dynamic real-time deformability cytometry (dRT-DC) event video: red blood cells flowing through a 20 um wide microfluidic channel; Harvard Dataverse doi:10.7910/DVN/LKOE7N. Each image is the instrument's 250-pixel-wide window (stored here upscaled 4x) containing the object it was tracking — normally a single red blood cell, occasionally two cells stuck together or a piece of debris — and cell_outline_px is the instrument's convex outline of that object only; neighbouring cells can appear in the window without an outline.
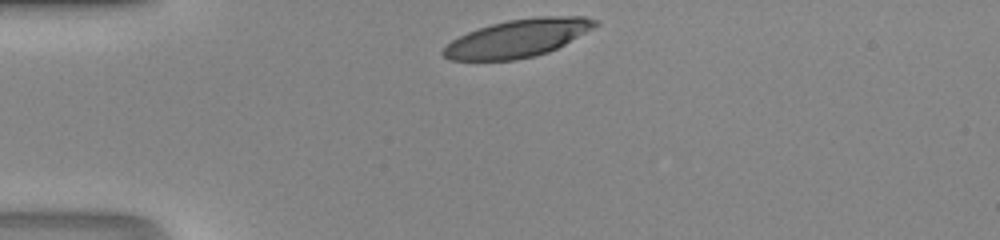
{"species": "human", "species_latin": "Homo sapiens", "temperature_condition": "room temperature", "stored_images_in_passage": 27, "camera_frame_rate_fps": 3000, "um_per_image_px": 0.085, "donor": {"sex": "male"}, "frame": {"image": 1, "passage_image": 1, "time_ms": 0.0, "image_size_px": [1000, 240], "cell_outline_px": [[600, 24], [564, 44], [548, 52], [536, 56], [516, 60], [452, 60], [444, 56], [440, 52], [452, 40], [468, 32], [492, 24], [508, 20], [540, 16], [584, 16], [596, 20]], "centroid_in_image_um": [44.02, 3.25], "position_along_channel_um": 41.0, "area_um2": 33.12}}
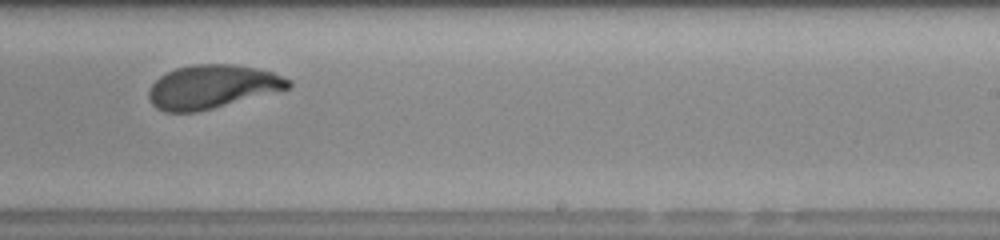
{"frame": {"image": 2, "passage_image": 19, "time_ms": 6.0, "image_size_px": [1000, 240], "cell_outline_px": [[292, 88], [196, 112], [164, 112], [156, 108], [152, 104], [148, 96], [148, 92], [152, 84], [160, 76], [176, 68], [196, 64], [232, 64], [256, 68], [272, 72], [292, 80]], "centroid_in_image_um": [18.05, 7.37], "position_along_channel_um": 271.0, "area_um2": 35.37}}
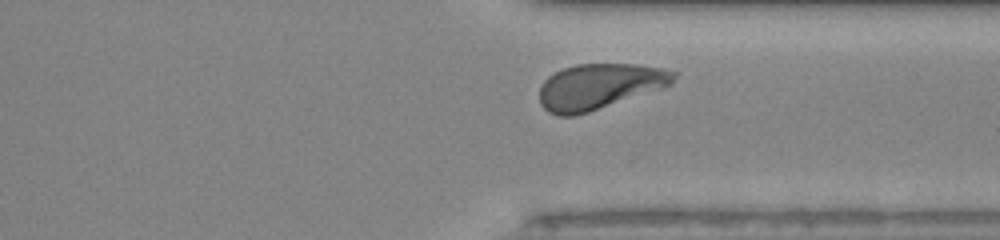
{"frame": {"image": 3, "passage_image": 25, "time_ms": 8.0, "image_size_px": [1000, 240], "cell_outline_px": [[676, 76], [672, 84], [664, 88], [576, 116], [556, 116], [548, 112], [540, 104], [540, 84], [548, 76], [564, 68], [576, 64], [636, 64], [664, 68], [676, 72]], "centroid_in_image_um": [50.95, 7.35], "position_along_channel_um": 360.5, "area_um2": 35.89}}